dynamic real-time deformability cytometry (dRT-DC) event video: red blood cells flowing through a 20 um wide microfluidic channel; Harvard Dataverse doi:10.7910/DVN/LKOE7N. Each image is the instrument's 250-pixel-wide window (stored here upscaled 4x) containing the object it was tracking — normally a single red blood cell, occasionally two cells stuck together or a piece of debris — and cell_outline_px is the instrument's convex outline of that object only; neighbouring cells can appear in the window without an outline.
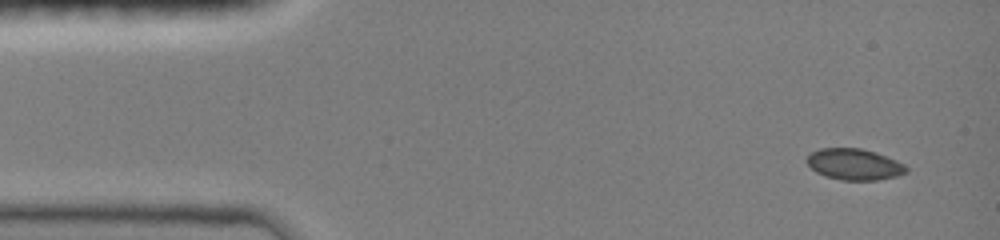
{"species": "common noctule bat (a hibernating species)", "species_latin": "Nyctalus noctula", "temperature_condition": "room temperature", "stored_images_in_passage": 8, "camera_frame_rate_fps": 3000, "um_per_image_px": 0.085, "animal": {"sex": "female", "body_mass_g": 19.0, "forearm_length_mm": 51.5}, "frame": {"image": 1, "passage_image": 1, "time_ms": 0.0, "image_size_px": [1000, 240], "cell_outline_px": [[908, 172], [896, 176], [876, 180], [840, 180], [824, 176], [816, 172], [804, 160], [812, 152], [820, 148], [860, 148], [876, 152], [896, 160], [904, 164], [908, 168]], "centroid_in_image_um": [72.61, 13.97], "position_along_channel_um": 12.4, "area_um2": 18.15}}
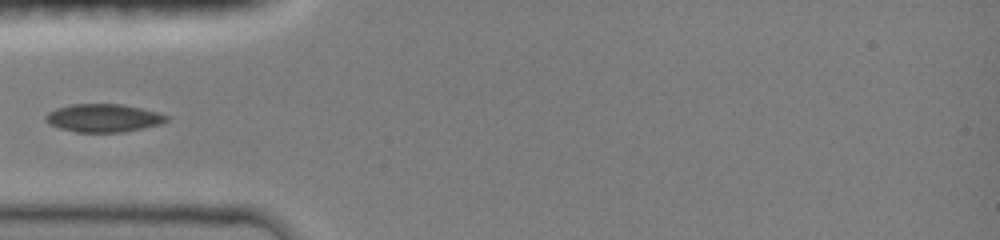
{"frame": {"image": 2, "passage_image": 6, "time_ms": 1.667, "image_size_px": [1000, 240], "cell_outline_px": [[168, 120], [164, 124], [124, 132], [76, 132], [60, 128], [48, 124], [44, 120], [44, 116], [48, 112], [56, 108], [72, 104], [120, 104], [160, 112], [168, 116]], "centroid_in_image_um": [8.8, 10.03], "position_along_channel_um": 76.2, "area_um2": 20.0}}
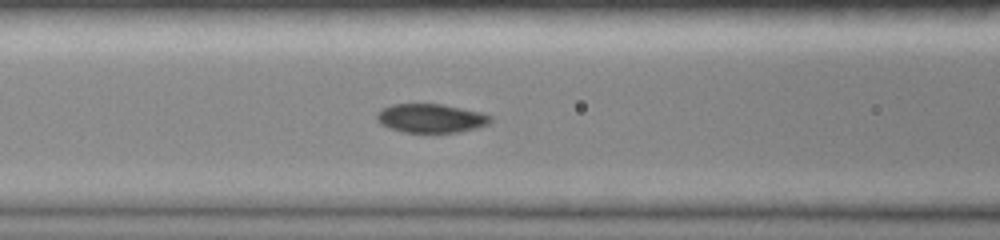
{"frame": {"image": 3, "passage_image": 8, "time_ms": 2.333, "image_size_px": [1000, 240], "cell_outline_px": [[492, 120], [488, 124], [476, 128], [460, 132], [404, 132], [388, 128], [380, 124], [376, 120], [376, 112], [380, 108], [392, 104], [440, 104], [480, 112], [492, 116]], "centroid_in_image_um": [36.57, 10.05], "position_along_channel_um": 130.0, "area_um2": 19.19}}